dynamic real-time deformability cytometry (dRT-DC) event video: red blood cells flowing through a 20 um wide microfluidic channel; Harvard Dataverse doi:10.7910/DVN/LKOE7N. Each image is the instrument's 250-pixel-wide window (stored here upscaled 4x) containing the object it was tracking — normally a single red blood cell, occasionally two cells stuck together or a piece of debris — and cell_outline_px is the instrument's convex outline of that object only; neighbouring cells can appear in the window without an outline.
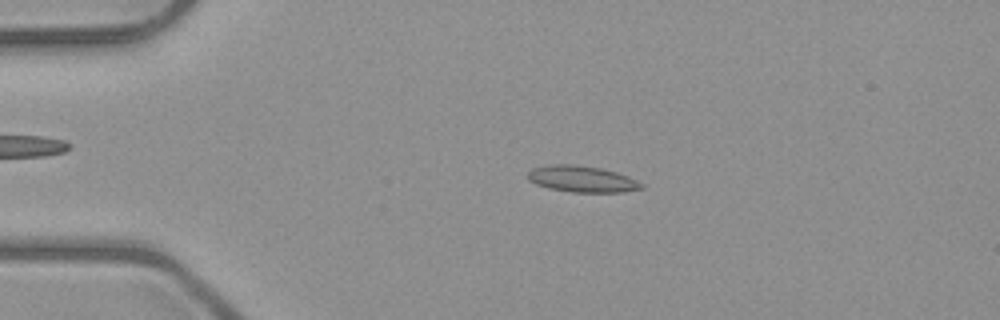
{"species": "common noctule bat (a hibernating species)", "species_latin": "Nyctalus noctula", "temperature_condition": "room temperature", "stored_images_in_passage": 48, "camera_frame_rate_fps": 3000, "um_per_image_px": 0.085, "animal": {"sex": "male", "body_mass_g": 23.1, "forearm_length_mm": 52.7}, "frame": {"image": 1, "passage_image": 8, "time_ms": 2.333, "image_size_px": [1000, 320], "cell_outline_px": [[644, 188], [620, 192], [572, 192], [548, 188], [536, 184], [528, 180], [528, 172], [532, 168], [552, 164], [572, 164], [600, 168], [616, 172], [628, 176], [644, 184]], "centroid_in_image_um": [49.46, 15.21], "position_along_channel_um": 35.5, "area_um2": 17.4}}
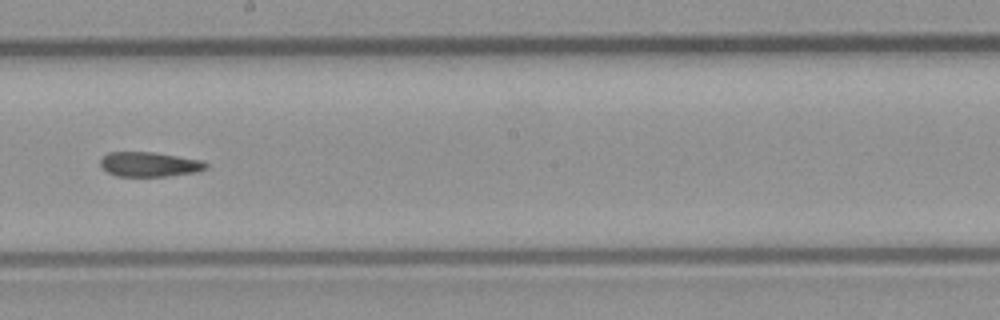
{"frame": {"image": 2, "passage_image": 26, "time_ms": 8.333, "image_size_px": [1000, 320], "cell_outline_px": [[208, 168], [196, 172], [168, 176], [116, 176], [108, 172], [100, 164], [100, 160], [108, 152], [152, 152], [200, 160], [208, 164]], "centroid_in_image_um": [12.7, 13.97], "position_along_channel_um": 235.5, "area_um2": 15.03}}
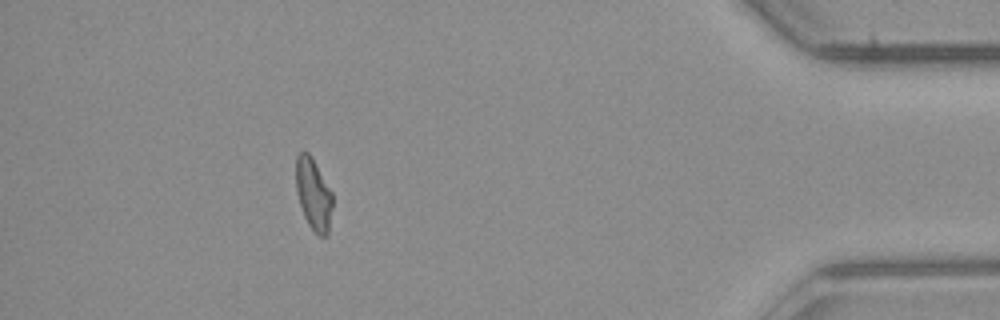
{"frame": {"image": 3, "passage_image": 43, "time_ms": 14.0, "image_size_px": [1000, 320], "cell_outline_px": [[332, 208], [328, 236], [320, 236], [308, 224], [304, 216], [296, 192], [296, 156], [300, 152], [308, 152], [312, 156], [332, 192]], "centroid_in_image_um": [26.65, 16.49], "position_along_channel_um": 408.6, "area_um2": 15.32}, "authors_computed_cell_mechanics": {"area_um2": 15.9528, "velocity_mm_per_s": 4.0283, "shape_relaxation_time_tau1_ms": null, "shape_relaxation_time_tau2_ms": 5.3054, "deformation_change_tau1": null, "deformation_change_tau2": 0.1443}}